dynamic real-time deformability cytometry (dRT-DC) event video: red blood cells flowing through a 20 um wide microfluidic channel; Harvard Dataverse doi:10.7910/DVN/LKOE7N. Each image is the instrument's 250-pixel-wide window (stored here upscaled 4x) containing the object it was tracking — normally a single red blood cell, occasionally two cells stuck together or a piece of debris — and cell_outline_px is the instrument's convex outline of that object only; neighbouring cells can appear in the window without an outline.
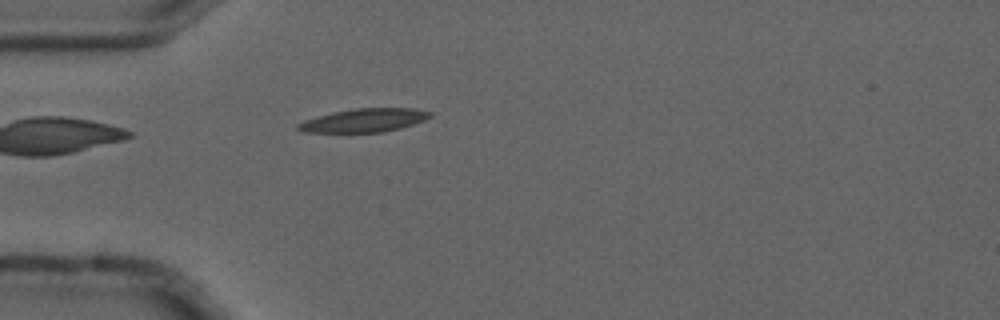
{"species": "common noctule bat (a hibernating species)", "species_latin": "Nyctalus noctula", "temperature_condition": "cold", "stored_images_in_passage": 1, "camera_frame_rate_fps": 3000, "um_per_image_px": 0.085, "animal": {"sex": "male", "forearm_length_mm": 52.5}, "frame": {"image": 1, "passage_image": 1, "time_ms": 0.0, "image_size_px": [1000, 320], "cell_outline_px": [[432, 116], [424, 120], [400, 128], [384, 132], [304, 132], [296, 128], [296, 124], [304, 120], [332, 112], [356, 108], [416, 108], [432, 112]], "centroid_in_image_um": [30.95, 10.22], "position_along_channel_um": 54.0, "area_um2": 18.03}}